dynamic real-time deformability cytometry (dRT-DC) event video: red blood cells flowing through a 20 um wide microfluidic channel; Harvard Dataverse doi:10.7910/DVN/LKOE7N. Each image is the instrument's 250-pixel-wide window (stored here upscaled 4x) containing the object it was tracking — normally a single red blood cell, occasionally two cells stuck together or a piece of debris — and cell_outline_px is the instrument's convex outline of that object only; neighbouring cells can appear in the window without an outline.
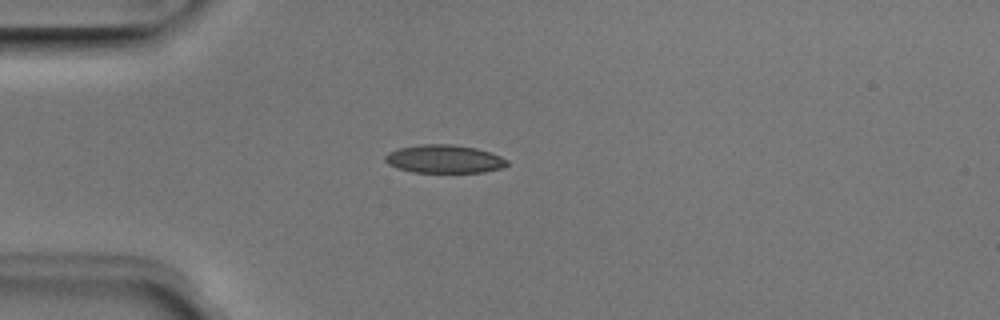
{"species": "Egyptian fruit bat (a non-hibernating species)", "species_latin": "Rousettus aegyptiacus", "temperature_condition": "room temperature", "stored_images_in_passage": 3, "camera_frame_rate_fps": 3000, "um_per_image_px": 0.085, "animal": {"sex": "male"}, "frame": {"image": 1, "passage_image": 3, "time_ms": 0.667, "image_size_px": [1000, 320], "cell_outline_px": [[508, 164], [504, 168], [484, 172], [412, 172], [396, 168], [388, 164], [384, 160], [384, 156], [388, 152], [396, 148], [420, 144], [452, 144], [476, 148], [492, 152], [508, 160]], "centroid_in_image_um": [37.75, 13.51], "position_along_channel_um": 47.3, "area_um2": 20.35}}